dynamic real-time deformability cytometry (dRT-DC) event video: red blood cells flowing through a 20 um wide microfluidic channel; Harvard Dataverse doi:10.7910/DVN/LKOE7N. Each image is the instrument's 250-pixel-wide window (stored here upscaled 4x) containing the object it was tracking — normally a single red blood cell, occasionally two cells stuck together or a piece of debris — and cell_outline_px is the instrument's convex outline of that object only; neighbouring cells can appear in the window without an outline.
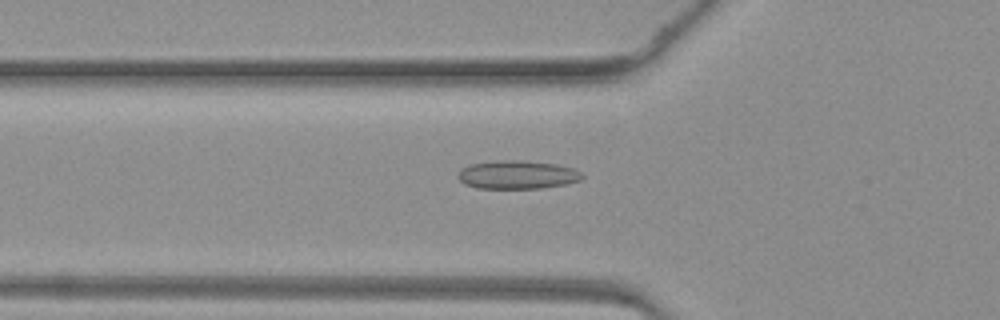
{"species": "common noctule bat (a hibernating species)", "species_latin": "Nyctalus noctula", "temperature_condition": "warm", "stored_images_in_passage": 32, "camera_frame_rate_fps": 3000, "um_per_image_px": 0.085, "animal": {"sex": "female", "body_mass_g": 19.3, "forearm_length_mm": 54.1}, "frame": {"image": 1, "passage_image": 2, "time_ms": 0.333, "image_size_px": [1000, 320], "cell_outline_px": [[584, 176], [580, 180], [564, 184], [544, 188], [476, 188], [464, 184], [456, 176], [460, 168], [472, 164], [500, 160], [524, 160], [556, 164], [576, 168]], "centroid_in_image_um": [43.97, 14.85], "position_along_channel_um": 81.8, "area_um2": 20.69}}
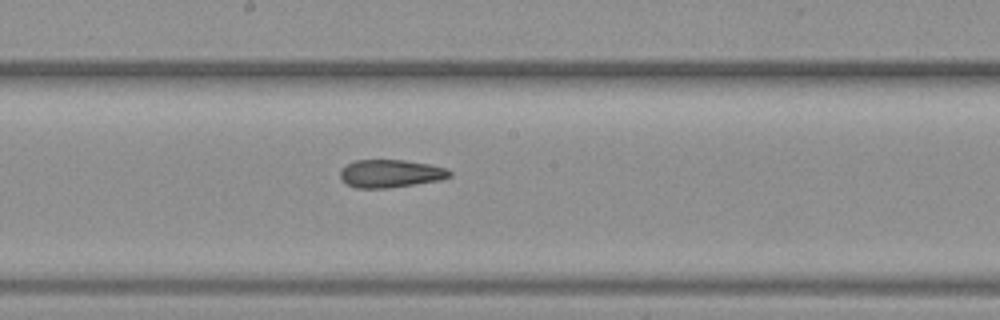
{"frame": {"image": 2, "passage_image": 11, "time_ms": 3.333, "image_size_px": [1000, 320], "cell_outline_px": [[452, 176], [440, 180], [388, 188], [356, 188], [348, 184], [340, 176], [340, 168], [356, 160], [404, 160], [428, 164], [444, 168], [452, 172]], "centroid_in_image_um": [33.19, 14.75], "position_along_channel_um": 215.0, "area_um2": 17.63}}
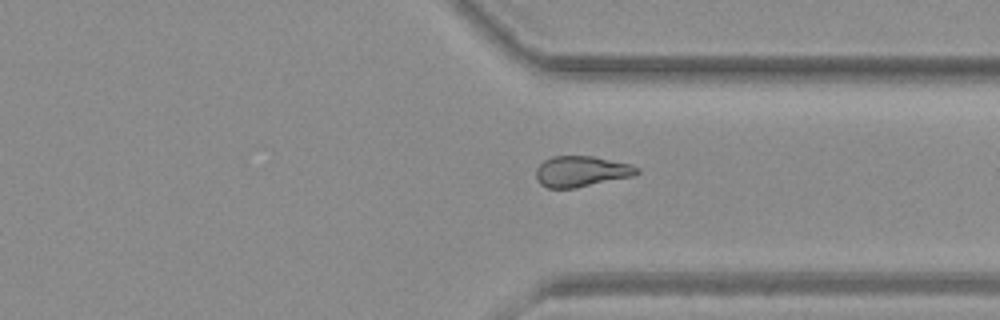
{"frame": {"image": 3, "passage_image": 21, "time_ms": 6.667, "image_size_px": [1000, 320], "cell_outline_px": [[640, 172], [632, 176], [576, 188], [548, 188], [540, 184], [536, 180], [536, 168], [544, 160], [552, 156], [592, 156], [632, 164], [640, 168]], "centroid_in_image_um": [49.41, 14.57], "position_along_channel_um": 362.0, "area_um2": 18.21}}